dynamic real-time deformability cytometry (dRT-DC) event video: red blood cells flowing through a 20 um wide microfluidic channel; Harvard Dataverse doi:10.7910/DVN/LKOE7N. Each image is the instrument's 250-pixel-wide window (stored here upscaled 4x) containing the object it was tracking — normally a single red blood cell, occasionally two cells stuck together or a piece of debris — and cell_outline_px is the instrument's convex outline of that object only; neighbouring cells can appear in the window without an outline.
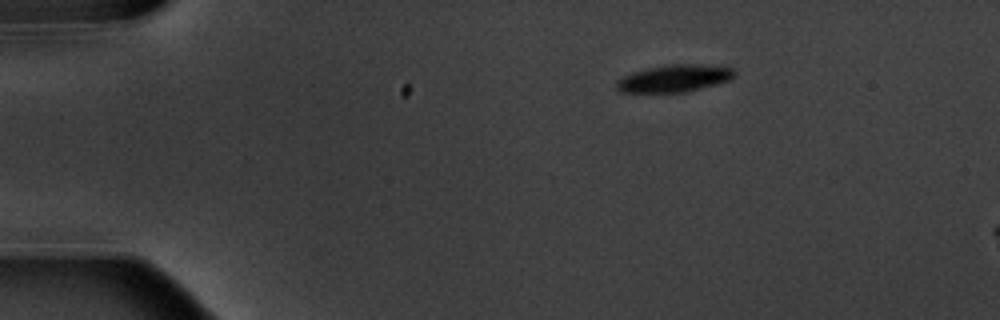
{"species": "common noctule bat (a hibernating species)", "species_latin": "Nyctalus noctula", "temperature_condition": "warm", "stored_images_in_passage": 3, "camera_frame_rate_fps": 3000, "um_per_image_px": 0.085, "animal": {"sex": "male", "body_mass_g": 20.1, "forearm_length_mm": 53.5}, "frame": {"image": 1, "passage_image": 1, "time_ms": 0.0, "image_size_px": [1000, 320], "cell_outline_px": [[732, 76], [728, 80], [716, 84], [684, 92], [620, 92], [616, 88], [616, 80], [632, 72], [648, 68], [668, 64], [692, 64], [732, 68]], "centroid_in_image_um": [57.22, 6.67], "position_along_channel_um": 27.8, "area_um2": 18.26}}